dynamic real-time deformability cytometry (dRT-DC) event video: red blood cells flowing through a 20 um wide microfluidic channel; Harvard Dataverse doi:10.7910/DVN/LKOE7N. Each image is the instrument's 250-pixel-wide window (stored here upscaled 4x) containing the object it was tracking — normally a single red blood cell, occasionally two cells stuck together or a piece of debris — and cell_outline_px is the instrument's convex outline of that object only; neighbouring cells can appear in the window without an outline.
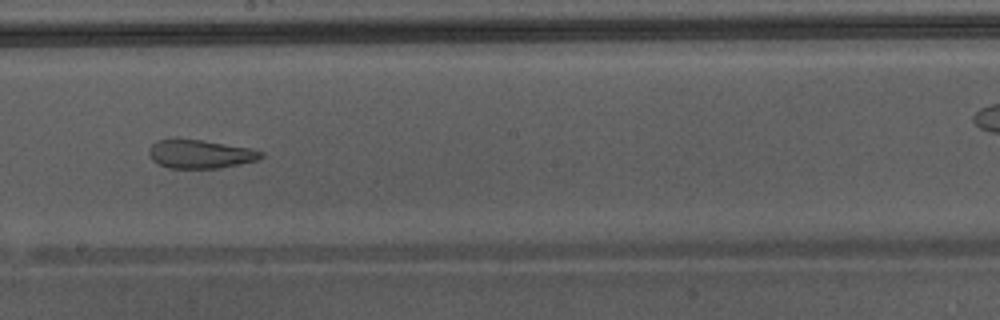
{"species": "Egyptian fruit bat (a non-hibernating species)", "species_latin": "Rousettus aegyptiacus", "temperature_condition": "warm", "stored_images_in_passage": 47, "camera_frame_rate_fps": 3000, "um_per_image_px": 0.085, "animal": {"sex": "male"}, "frame": {"image": 1, "passage_image": 27, "time_ms": 8.667, "image_size_px": [1000, 320], "cell_outline_px": [[264, 156], [256, 160], [220, 168], [168, 168], [152, 160], [148, 152], [148, 148], [156, 140], [176, 136], [248, 148], [264, 152]], "centroid_in_image_um": [16.93, 13.06], "position_along_channel_um": 231.3, "area_um2": 18.9}, "authors_computed_cell_mechanics": {"area_um2": 26.7614, "velocity_mm_per_s": 4.3917, "shape_relaxation_time_tau1_ms": null, "shape_relaxation_time_tau2_ms": 1.5653, "deformation_change_tau1": null, "deformation_change_tau2": 0.1026}}